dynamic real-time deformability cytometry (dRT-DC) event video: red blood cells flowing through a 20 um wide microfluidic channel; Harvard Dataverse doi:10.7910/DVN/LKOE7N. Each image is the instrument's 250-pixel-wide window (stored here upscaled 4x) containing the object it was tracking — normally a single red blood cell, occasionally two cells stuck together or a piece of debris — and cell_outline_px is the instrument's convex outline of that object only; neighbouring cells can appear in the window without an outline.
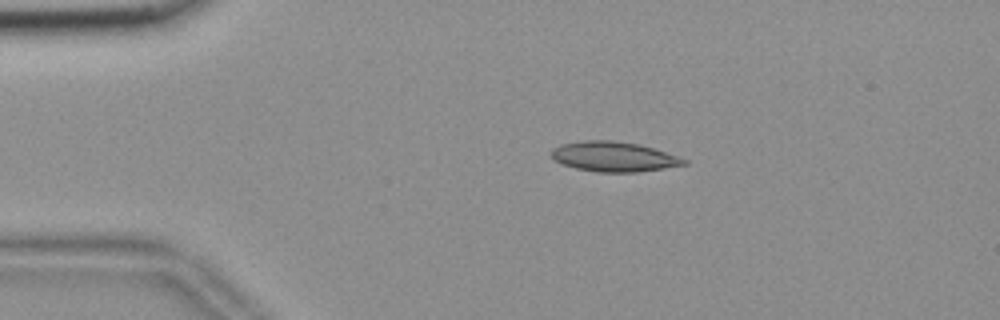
{"species": "common noctule bat (a hibernating species)", "species_latin": "Nyctalus noctula", "temperature_condition": "room temperature", "stored_images_in_passage": 45, "camera_frame_rate_fps": 3000, "um_per_image_px": 0.085, "animal": {"sex": "female", "body_mass_g": 18.4}, "frame": {"image": 1, "passage_image": 1, "time_ms": 0.0, "image_size_px": [1000, 320], "cell_outline_px": [[688, 164], [664, 168], [636, 172], [596, 172], [576, 168], [564, 164], [556, 160], [552, 156], [552, 148], [560, 144], [584, 140], [612, 140], [640, 144], [688, 160]], "centroid_in_image_um": [52.17, 13.31], "position_along_channel_um": 32.8, "area_um2": 22.95}}
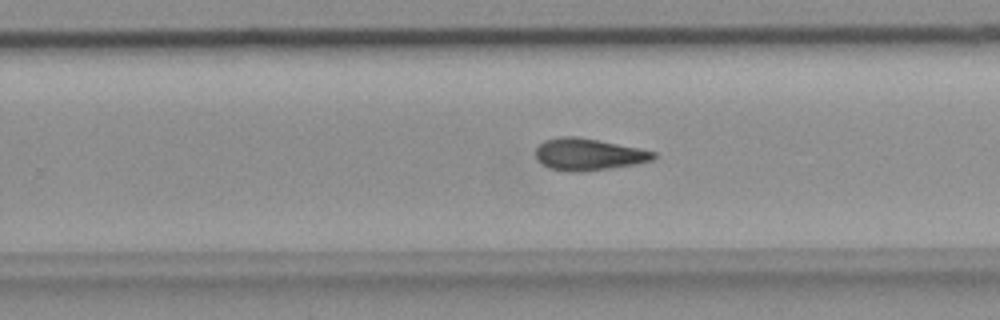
{"frame": {"image": 2, "passage_image": 25, "time_ms": 8.0, "image_size_px": [1000, 320], "cell_outline_px": [[656, 156], [652, 160], [636, 164], [612, 168], [580, 172], [568, 172], [548, 168], [540, 164], [536, 156], [536, 148], [544, 140], [560, 136], [576, 136], [656, 152]], "centroid_in_image_um": [49.96, 13.14], "position_along_channel_um": 279.8, "area_um2": 21.85}}
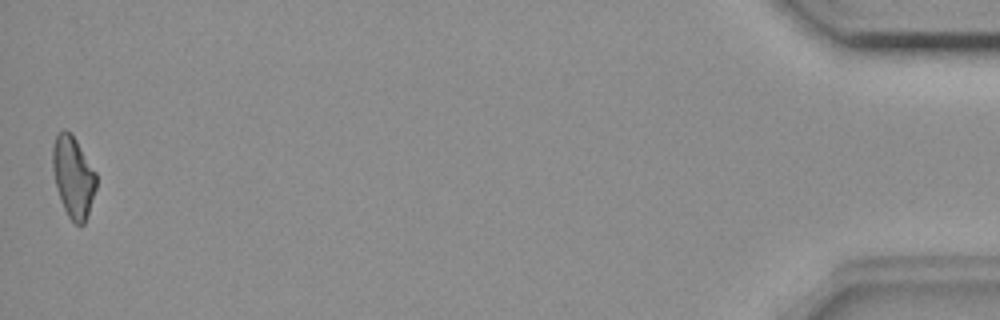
{"frame": {"image": 3, "passage_image": 45, "time_ms": 14.667, "image_size_px": [1000, 320], "cell_outline_px": [[96, 188], [84, 224], [76, 224], [68, 216], [60, 200], [52, 168], [52, 148], [56, 132], [64, 128], [76, 140], [96, 172]], "centroid_in_image_um": [6.2, 15.0], "position_along_channel_um": 429.0, "area_um2": 20.46}, "authors_computed_cell_mechanics": {"area_um2": 21.7328, "velocity_mm_per_s": 3.6416, "shape_relaxation_time_tau1_ms": null, "shape_relaxation_time_tau2_ms": 10.4551, "deformation_change_tau1": null, "deformation_change_tau2": 0.2129}}